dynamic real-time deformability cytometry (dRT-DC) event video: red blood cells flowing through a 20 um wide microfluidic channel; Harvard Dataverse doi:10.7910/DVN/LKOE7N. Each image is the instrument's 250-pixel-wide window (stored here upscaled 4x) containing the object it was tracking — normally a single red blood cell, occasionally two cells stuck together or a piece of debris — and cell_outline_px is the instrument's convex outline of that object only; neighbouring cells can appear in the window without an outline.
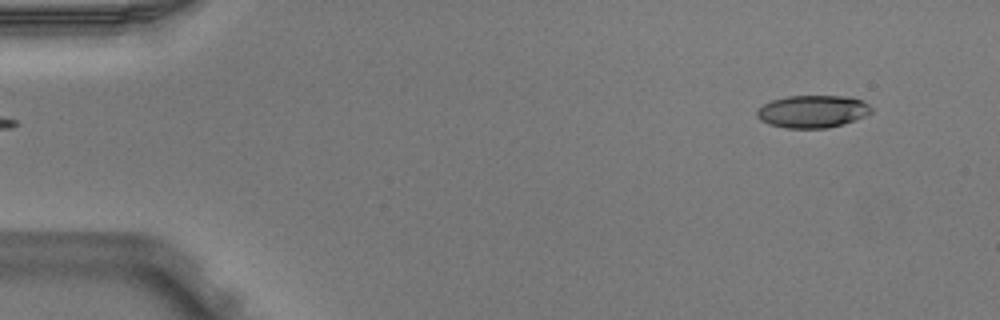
{"species": "Egyptian fruit bat (a non-hibernating species)", "species_latin": "Rousettus aegyptiacus", "temperature_condition": "warm", "stored_images_in_passage": 5, "segment_of_instrument_passage": [2, 2], "camera_frame_rate_fps": 3000, "um_per_image_px": 0.085, "animal": {"sex": "male"}, "frame": {"image": 1, "passage_image": 5, "time_ms": 1.333, "image_size_px": [1000, 320], "cell_outline_px": [[872, 112], [864, 116], [844, 124], [828, 128], [784, 128], [768, 124], [760, 120], [756, 116], [756, 112], [764, 104], [772, 100], [788, 96], [852, 96], [868, 104], [872, 108]], "centroid_in_image_um": [69.07, 9.48], "position_along_channel_um": 15.9, "area_um2": 21.73}}